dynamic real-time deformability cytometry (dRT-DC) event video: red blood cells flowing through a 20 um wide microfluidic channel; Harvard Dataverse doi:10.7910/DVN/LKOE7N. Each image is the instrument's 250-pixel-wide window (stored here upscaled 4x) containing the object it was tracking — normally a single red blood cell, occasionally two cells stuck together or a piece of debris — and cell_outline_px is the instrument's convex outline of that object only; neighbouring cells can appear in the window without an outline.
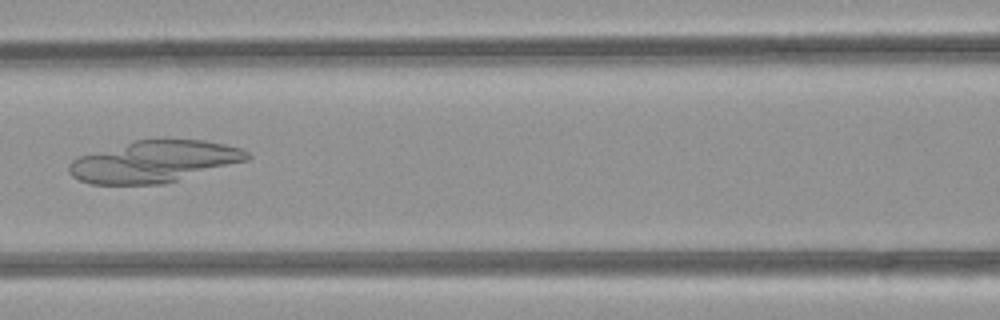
{"species": "common noctule bat (a hibernating species)", "species_latin": "Nyctalus noctula", "temperature_condition": "room temperature", "stored_images_in_passage": 51, "camera_frame_rate_fps": 3000, "um_per_image_px": 0.085, "animal": {"sex": "female", "body_mass_g": 21.9}, "frame": {"image": 1, "passage_image": 23, "time_ms": 7.333, "image_size_px": [1000, 320], "cell_outline_px": [[252, 156], [248, 160], [164, 184], [92, 184], [80, 180], [72, 176], [68, 172], [68, 164], [72, 160], [80, 156], [136, 140], [204, 140], [224, 144], [240, 148], [248, 152]], "centroid_in_image_um": [13.11, 13.74], "position_along_channel_um": 153.5, "area_um2": 42.77}}
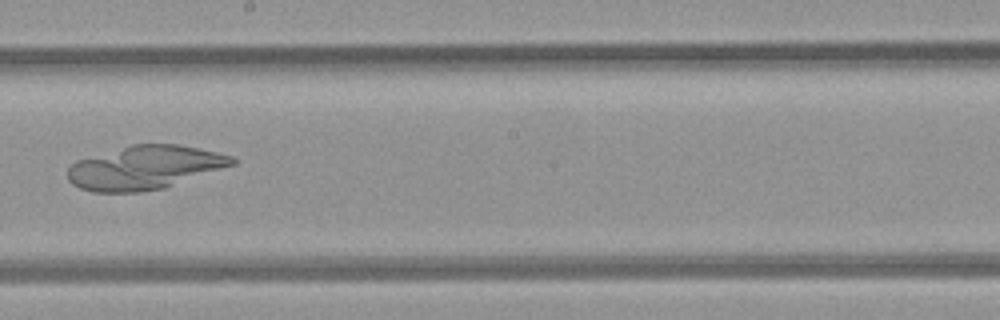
{"frame": {"image": 2, "passage_image": 29, "time_ms": 9.333, "image_size_px": [1000, 320], "cell_outline_px": [[236, 164], [164, 188], [140, 192], [92, 192], [80, 188], [72, 184], [68, 180], [68, 168], [76, 160], [132, 144], [180, 144], [200, 148], [232, 156], [236, 160]], "centroid_in_image_um": [12.3, 14.24], "position_along_channel_um": 235.9, "area_um2": 41.85}}
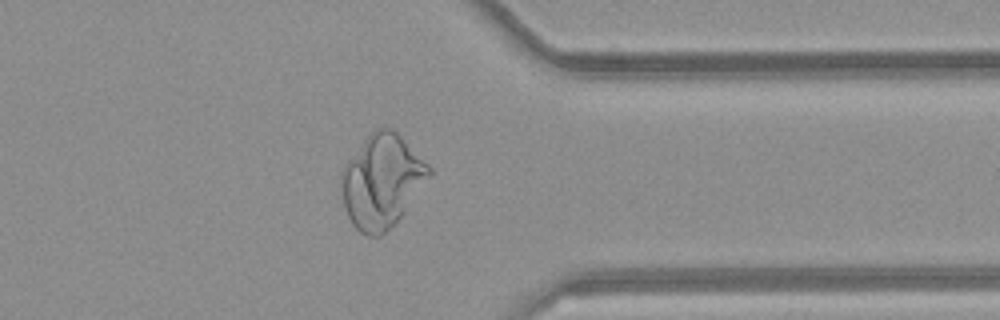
{"frame": {"image": 3, "passage_image": 40, "time_ms": 13.0, "image_size_px": [1000, 320], "cell_outline_px": [[432, 172], [400, 216], [380, 236], [368, 236], [360, 232], [352, 224], [348, 216], [344, 204], [340, 184], [340, 172], [344, 164], [368, 136], [376, 128], [392, 128], [432, 168]], "centroid_in_image_um": [32.41, 15.39], "position_along_channel_um": 379.0, "area_um2": 46.64}}